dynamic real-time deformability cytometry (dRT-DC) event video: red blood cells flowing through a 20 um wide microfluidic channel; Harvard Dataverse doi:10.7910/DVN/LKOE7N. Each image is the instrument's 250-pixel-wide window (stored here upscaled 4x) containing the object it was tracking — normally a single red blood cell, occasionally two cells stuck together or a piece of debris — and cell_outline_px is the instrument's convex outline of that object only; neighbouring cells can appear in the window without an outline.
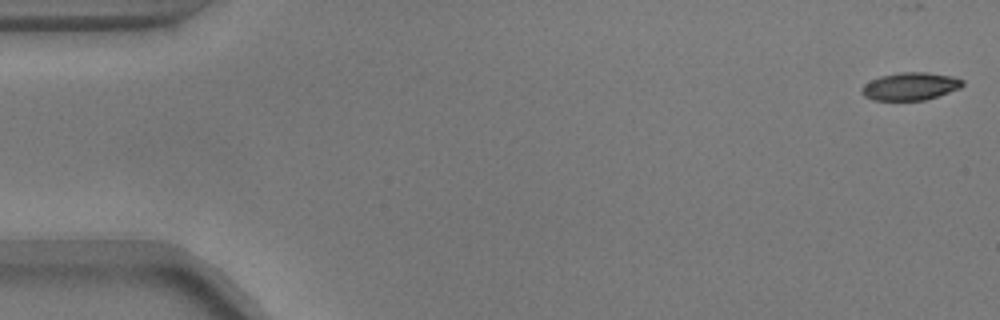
{"species": "common noctule bat (a hibernating species)", "species_latin": "Nyctalus noctula", "temperature_condition": "warm", "stored_images_in_passage": 16, "camera_frame_rate_fps": 3000, "um_per_image_px": 0.085, "animal": {"sex": "male", "body_mass_g": 17.9}, "frame": {"image": 1, "passage_image": 1, "time_ms": 0.0, "image_size_px": [1000, 320], "cell_outline_px": [[964, 84], [960, 88], [924, 100], [872, 100], [864, 96], [860, 92], [860, 88], [864, 84], [880, 76], [900, 72], [924, 72], [952, 76], [964, 80]], "centroid_in_image_um": [77.35, 7.33], "position_along_channel_um": 7.7, "area_um2": 16.24}}
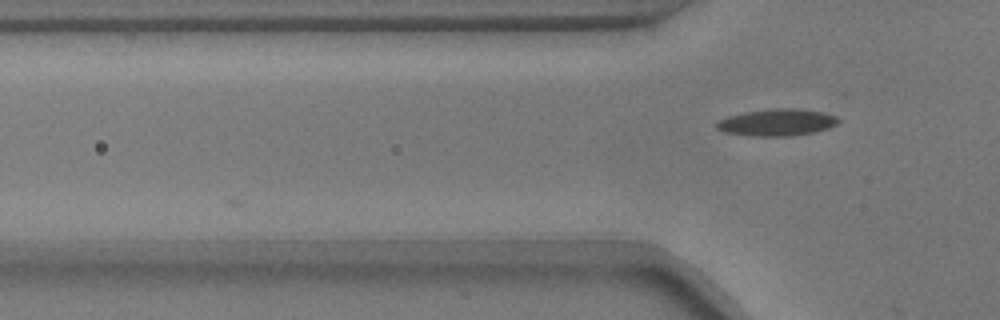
{"frame": {"image": 2, "passage_image": 16, "time_ms": 5.0, "image_size_px": [1000, 320], "cell_outline_px": [[840, 120], [836, 124], [828, 128], [812, 132], [792, 136], [752, 136], [724, 132], [716, 128], [716, 124], [720, 120], [728, 116], [744, 112], [776, 108], [796, 108], [820, 112], [836, 116]], "centroid_in_image_um": [66.03, 10.41], "position_along_channel_um": 59.8, "area_um2": 18.9}}